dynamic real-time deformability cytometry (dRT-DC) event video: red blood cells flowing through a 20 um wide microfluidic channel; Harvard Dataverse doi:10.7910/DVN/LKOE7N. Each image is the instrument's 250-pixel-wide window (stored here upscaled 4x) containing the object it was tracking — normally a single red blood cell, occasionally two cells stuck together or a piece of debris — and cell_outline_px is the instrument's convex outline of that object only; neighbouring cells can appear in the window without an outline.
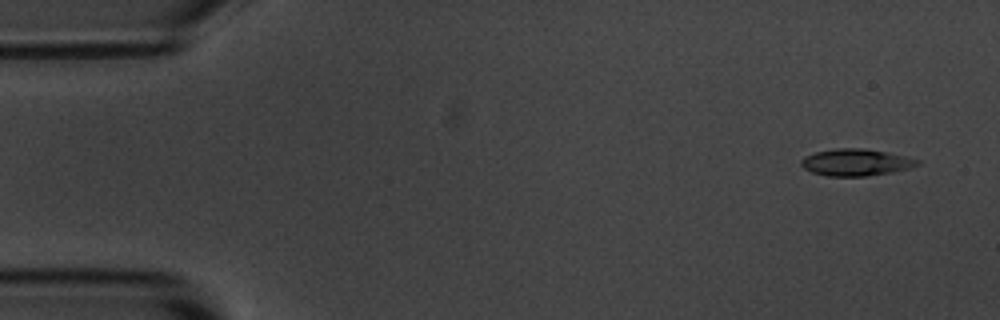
{"species": "common noctule bat (a hibernating species)", "species_latin": "Nyctalus noctula", "temperature_condition": "room temperature", "stored_images_in_passage": 8, "camera_frame_rate_fps": 3000, "um_per_image_px": 0.085, "animal": {"sex": "male", "body_mass_g": 20.1, "forearm_length_mm": 53.5}, "frame": {"image": 1, "passage_image": 1, "time_ms": 0.0, "image_size_px": [1000, 320], "cell_outline_px": [[920, 164], [908, 168], [892, 172], [868, 176], [828, 176], [812, 172], [804, 168], [800, 164], [800, 160], [804, 156], [816, 152], [836, 148], [864, 148], [904, 156], [920, 160]], "centroid_in_image_um": [72.72, 13.8], "position_along_channel_um": 12.3, "area_um2": 18.09}}
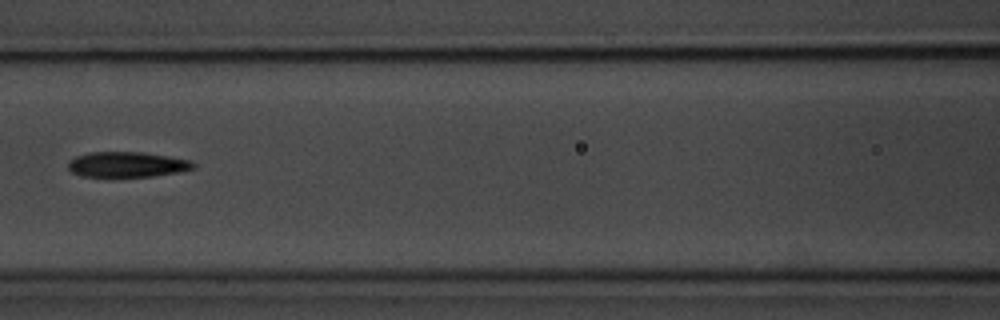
{"frame": {"image": 2, "passage_image": 7, "time_ms": 7.0, "image_size_px": [1000, 320], "cell_outline_px": [[196, 168], [176, 172], [152, 176], [80, 176], [72, 172], [68, 168], [68, 160], [76, 156], [88, 152], [144, 152], [192, 160], [196, 164]], "centroid_in_image_um": [10.8, 13.97], "position_along_channel_um": 155.8, "area_um2": 18.5}}
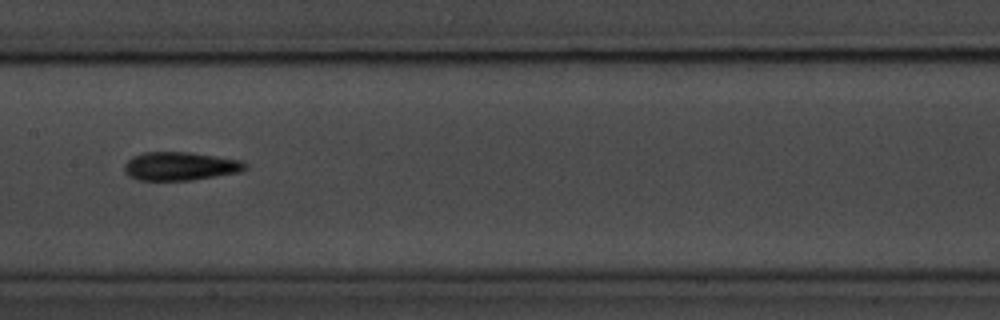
{"frame": {"image": 3, "passage_image": 8, "time_ms": 8.0, "image_size_px": [1000, 320], "cell_outline_px": [[248, 168], [240, 172], [192, 180], [140, 180], [128, 176], [124, 172], [124, 164], [132, 156], [144, 152], [188, 152], [216, 156], [240, 160], [248, 164]], "centroid_in_image_um": [15.31, 14.12], "position_along_channel_um": 192.1, "area_um2": 20.11}}